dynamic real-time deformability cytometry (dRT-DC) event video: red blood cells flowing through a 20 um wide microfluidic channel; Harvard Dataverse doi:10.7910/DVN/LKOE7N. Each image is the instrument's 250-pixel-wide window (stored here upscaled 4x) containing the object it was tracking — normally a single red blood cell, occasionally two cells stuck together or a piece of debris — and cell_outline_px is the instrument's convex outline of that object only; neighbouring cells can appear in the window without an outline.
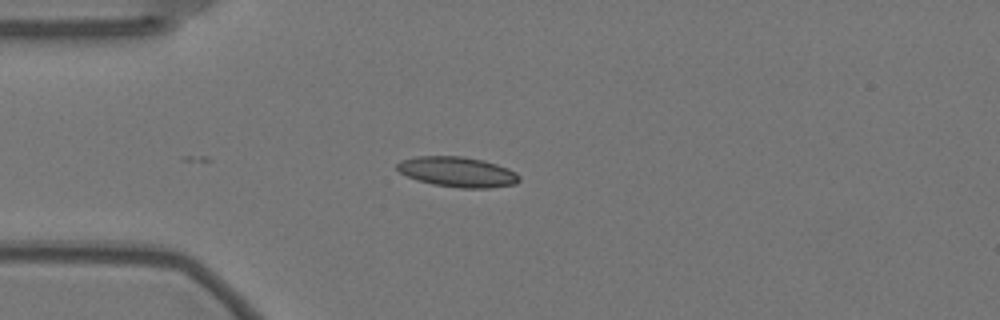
{"species": "Egyptian fruit bat (a non-hibernating species)", "species_latin": "Rousettus aegyptiacus", "temperature_condition": "warm", "stored_images_in_passage": 6, "camera_frame_rate_fps": 3000, "um_per_image_px": 0.085, "animal": {"sex": "female"}, "frame": {"image": 1, "passage_image": 1, "time_ms": 0.0, "image_size_px": [1000, 320], "cell_outline_px": [[520, 180], [516, 184], [492, 188], [460, 188], [432, 184], [416, 180], [400, 172], [396, 168], [396, 164], [400, 160], [416, 156], [464, 156], [484, 160], [508, 168], [516, 172], [520, 176]], "centroid_in_image_um": [38.9, 14.61], "position_along_channel_um": 46.1, "area_um2": 21.73}}
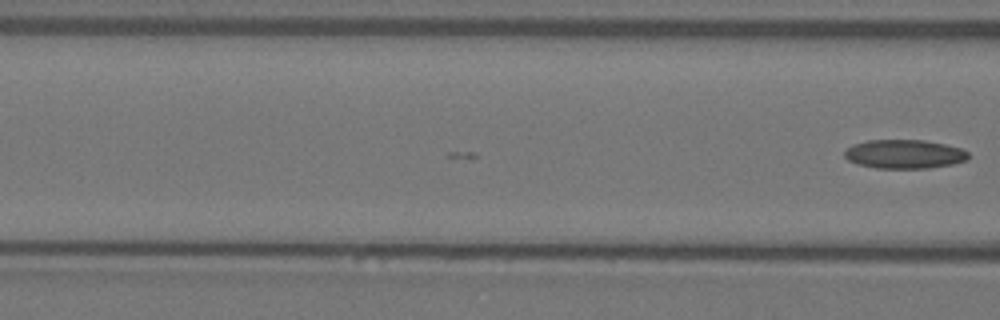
{"frame": {"image": 2, "passage_image": 6, "time_ms": 1.667, "image_size_px": [1000, 320], "cell_outline_px": [[968, 160], [952, 164], [928, 168], [876, 168], [860, 164], [848, 160], [844, 156], [844, 152], [852, 144], [868, 140], [924, 140], [944, 144], [960, 148], [968, 152]], "centroid_in_image_um": [76.87, 13.09], "position_along_channel_um": 89.7, "area_um2": 20.75}}